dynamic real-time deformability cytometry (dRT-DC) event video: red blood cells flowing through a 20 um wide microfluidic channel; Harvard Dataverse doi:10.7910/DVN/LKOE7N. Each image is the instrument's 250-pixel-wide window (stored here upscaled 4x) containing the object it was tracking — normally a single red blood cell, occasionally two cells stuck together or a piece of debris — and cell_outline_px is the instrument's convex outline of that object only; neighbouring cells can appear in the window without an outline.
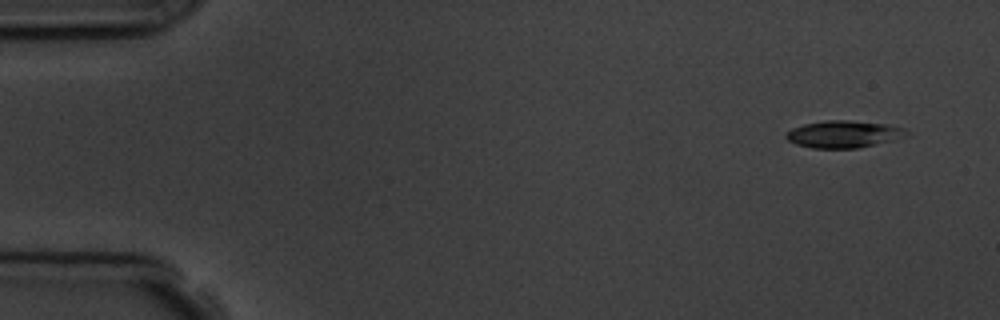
{"species": "common noctule bat (a hibernating species)", "species_latin": "Nyctalus noctula", "temperature_condition": "room temperature", "stored_images_in_passage": 7, "camera_frame_rate_fps": 3000, "um_per_image_px": 0.085, "animal": {"sex": "male", "body_mass_g": 19.5, "forearm_length_mm": 54.6}, "frame": {"image": 1, "passage_image": 1, "time_ms": 0.0, "image_size_px": [1000, 320], "cell_outline_px": [[908, 136], [860, 148], [812, 148], [796, 144], [788, 140], [784, 136], [792, 128], [804, 124], [828, 120], [848, 120], [884, 124], [904, 128], [908, 132]], "centroid_in_image_um": [71.71, 11.41], "position_along_channel_um": 13.3, "area_um2": 18.9}}
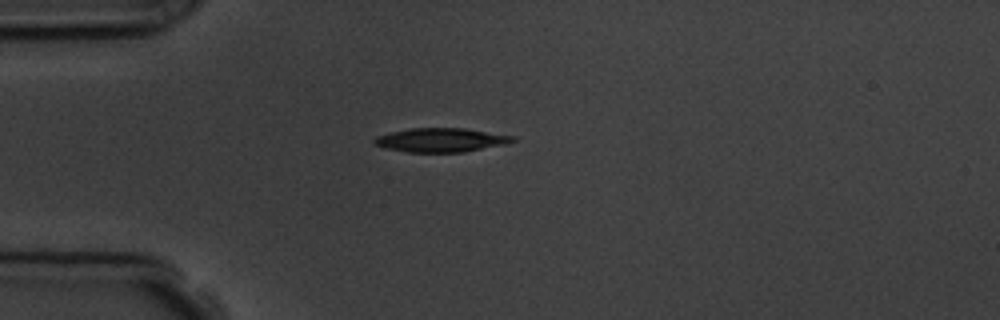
{"frame": {"image": 2, "passage_image": 4, "time_ms": 3.667, "image_size_px": [1000, 320], "cell_outline_px": [[516, 140], [504, 144], [464, 152], [408, 152], [384, 148], [372, 144], [372, 140], [376, 136], [392, 132], [412, 128], [464, 128], [516, 136]], "centroid_in_image_um": [37.45, 11.9], "position_along_channel_um": 47.5, "area_um2": 19.31}}